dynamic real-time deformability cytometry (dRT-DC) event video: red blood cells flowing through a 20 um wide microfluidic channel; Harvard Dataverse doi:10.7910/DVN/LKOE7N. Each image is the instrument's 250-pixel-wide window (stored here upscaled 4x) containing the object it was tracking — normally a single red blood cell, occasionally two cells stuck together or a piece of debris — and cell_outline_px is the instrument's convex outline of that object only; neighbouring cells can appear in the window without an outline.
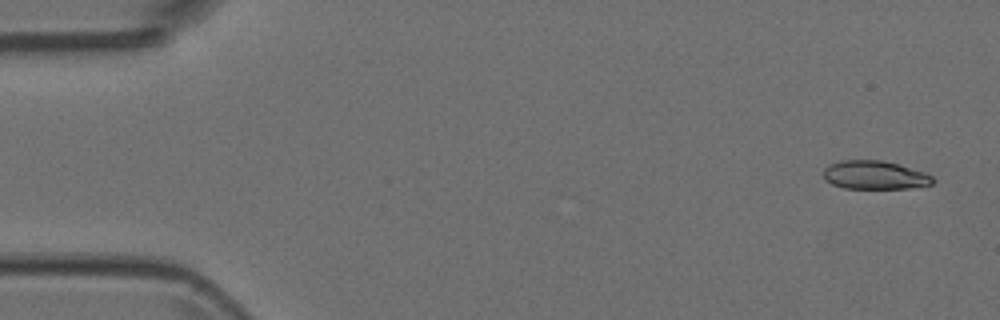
{"species": "Egyptian fruit bat (a non-hibernating species)", "species_latin": "Rousettus aegyptiacus", "temperature_condition": "room temperature", "stored_images_in_passage": 6, "segment_of_instrument_passage": [1, 2], "camera_frame_rate_fps": 3000, "um_per_image_px": 0.085, "animal": {"sex": "female"}, "frame": {"image": 1, "passage_image": 1, "time_ms": 0.0, "image_size_px": [1000, 320], "cell_outline_px": [[936, 180], [932, 184], [908, 188], [844, 188], [832, 184], [824, 180], [824, 168], [828, 164], [840, 160], [880, 160], [896, 164], [924, 172], [932, 176]], "centroid_in_image_um": [74.32, 14.88], "position_along_channel_um": 10.7, "area_um2": 18.09}}
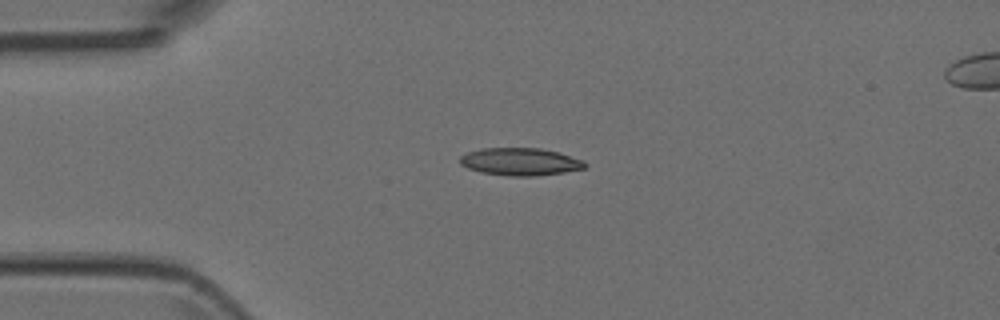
{"frame": {"image": 2, "passage_image": 4, "time_ms": 1.0, "image_size_px": [1000, 320], "cell_outline_px": [[588, 164], [584, 168], [564, 172], [536, 176], [508, 176], [480, 172], [468, 168], [460, 164], [460, 156], [468, 152], [480, 148], [540, 148], [560, 152], [584, 160]], "centroid_in_image_um": [44.24, 13.74], "position_along_channel_um": 40.8, "area_um2": 20.23}}